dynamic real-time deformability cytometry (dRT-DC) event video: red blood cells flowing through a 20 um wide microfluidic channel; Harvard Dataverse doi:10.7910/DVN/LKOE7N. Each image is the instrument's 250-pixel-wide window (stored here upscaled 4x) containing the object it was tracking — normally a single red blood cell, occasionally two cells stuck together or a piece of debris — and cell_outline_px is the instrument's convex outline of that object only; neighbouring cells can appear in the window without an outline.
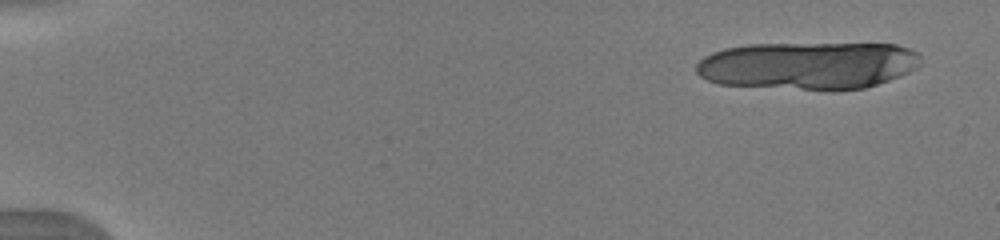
{"species": "human", "species_latin": "Homo sapiens", "temperature_condition": "warm", "stored_images_in_passage": 21, "camera_frame_rate_fps": 3000, "um_per_image_px": 0.085, "donor": {"sex": "male"}, "frame": {"image": 1, "passage_image": 3, "time_ms": 0.667, "image_size_px": [1000, 240], "cell_outline_px": [[920, 64], [916, 68], [900, 76], [864, 88], [836, 92], [832, 92], [720, 84], [708, 80], [700, 76], [696, 72], [696, 64], [704, 56], [712, 52], [724, 48], [748, 44], [896, 44], [920, 52]], "centroid_in_image_um": [68.69, 5.58], "position_along_channel_um": 16.3, "area_um2": 63.12}}